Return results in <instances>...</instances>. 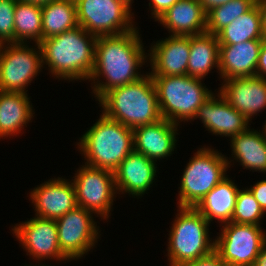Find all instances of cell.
<instances>
[{"mask_svg":"<svg viewBox=\"0 0 266 266\" xmlns=\"http://www.w3.org/2000/svg\"><path fill=\"white\" fill-rule=\"evenodd\" d=\"M179 0H150L151 14L155 21Z\"/></svg>","mask_w":266,"mask_h":266,"instance_id":"cell-33","label":"cell"},{"mask_svg":"<svg viewBox=\"0 0 266 266\" xmlns=\"http://www.w3.org/2000/svg\"><path fill=\"white\" fill-rule=\"evenodd\" d=\"M98 101L106 117L131 129L162 119L157 90L150 73L135 82L111 89Z\"/></svg>","mask_w":266,"mask_h":266,"instance_id":"cell-3","label":"cell"},{"mask_svg":"<svg viewBox=\"0 0 266 266\" xmlns=\"http://www.w3.org/2000/svg\"><path fill=\"white\" fill-rule=\"evenodd\" d=\"M140 38L137 27L120 35L97 36L94 67L89 79L95 83L92 89L98 100L111 89L135 82L144 76L137 69L147 62L146 57L149 56L145 55ZM99 77L106 78V82H100Z\"/></svg>","mask_w":266,"mask_h":266,"instance_id":"cell-1","label":"cell"},{"mask_svg":"<svg viewBox=\"0 0 266 266\" xmlns=\"http://www.w3.org/2000/svg\"><path fill=\"white\" fill-rule=\"evenodd\" d=\"M124 1L127 2L130 6H132L131 3H132L133 0H124Z\"/></svg>","mask_w":266,"mask_h":266,"instance_id":"cell-40","label":"cell"},{"mask_svg":"<svg viewBox=\"0 0 266 266\" xmlns=\"http://www.w3.org/2000/svg\"><path fill=\"white\" fill-rule=\"evenodd\" d=\"M238 190L235 183L226 176L203 197L195 208L209 223L214 218L221 224L232 222Z\"/></svg>","mask_w":266,"mask_h":266,"instance_id":"cell-22","label":"cell"},{"mask_svg":"<svg viewBox=\"0 0 266 266\" xmlns=\"http://www.w3.org/2000/svg\"><path fill=\"white\" fill-rule=\"evenodd\" d=\"M36 216L45 219H58L76 208V192L73 182L63 178L49 180L30 192Z\"/></svg>","mask_w":266,"mask_h":266,"instance_id":"cell-14","label":"cell"},{"mask_svg":"<svg viewBox=\"0 0 266 266\" xmlns=\"http://www.w3.org/2000/svg\"><path fill=\"white\" fill-rule=\"evenodd\" d=\"M257 0H231L211 9L206 16V32L216 35L240 15L248 12Z\"/></svg>","mask_w":266,"mask_h":266,"instance_id":"cell-29","label":"cell"},{"mask_svg":"<svg viewBox=\"0 0 266 266\" xmlns=\"http://www.w3.org/2000/svg\"><path fill=\"white\" fill-rule=\"evenodd\" d=\"M77 23L95 36L120 35L134 30L131 6L124 0H75Z\"/></svg>","mask_w":266,"mask_h":266,"instance_id":"cell-8","label":"cell"},{"mask_svg":"<svg viewBox=\"0 0 266 266\" xmlns=\"http://www.w3.org/2000/svg\"><path fill=\"white\" fill-rule=\"evenodd\" d=\"M178 125L166 119L133 129V150L157 161L173 154Z\"/></svg>","mask_w":266,"mask_h":266,"instance_id":"cell-19","label":"cell"},{"mask_svg":"<svg viewBox=\"0 0 266 266\" xmlns=\"http://www.w3.org/2000/svg\"><path fill=\"white\" fill-rule=\"evenodd\" d=\"M261 12L262 17V30L264 37H266V0H257L256 2Z\"/></svg>","mask_w":266,"mask_h":266,"instance_id":"cell-37","label":"cell"},{"mask_svg":"<svg viewBox=\"0 0 266 266\" xmlns=\"http://www.w3.org/2000/svg\"><path fill=\"white\" fill-rule=\"evenodd\" d=\"M231 139L232 154L242 167L250 171L266 172V136L248 128Z\"/></svg>","mask_w":266,"mask_h":266,"instance_id":"cell-24","label":"cell"},{"mask_svg":"<svg viewBox=\"0 0 266 266\" xmlns=\"http://www.w3.org/2000/svg\"><path fill=\"white\" fill-rule=\"evenodd\" d=\"M230 1L231 0H199V3L207 14L211 9L224 5Z\"/></svg>","mask_w":266,"mask_h":266,"instance_id":"cell-36","label":"cell"},{"mask_svg":"<svg viewBox=\"0 0 266 266\" xmlns=\"http://www.w3.org/2000/svg\"><path fill=\"white\" fill-rule=\"evenodd\" d=\"M219 92L249 121L266 109V78L255 75L225 80Z\"/></svg>","mask_w":266,"mask_h":266,"instance_id":"cell-15","label":"cell"},{"mask_svg":"<svg viewBox=\"0 0 266 266\" xmlns=\"http://www.w3.org/2000/svg\"><path fill=\"white\" fill-rule=\"evenodd\" d=\"M219 45L242 43L251 39H263L261 12L256 3L248 12L240 15L217 34Z\"/></svg>","mask_w":266,"mask_h":266,"instance_id":"cell-26","label":"cell"},{"mask_svg":"<svg viewBox=\"0 0 266 266\" xmlns=\"http://www.w3.org/2000/svg\"><path fill=\"white\" fill-rule=\"evenodd\" d=\"M81 166L71 180L75 187L77 205L100 215L103 220L109 218L114 195L117 193L113 171Z\"/></svg>","mask_w":266,"mask_h":266,"instance_id":"cell-11","label":"cell"},{"mask_svg":"<svg viewBox=\"0 0 266 266\" xmlns=\"http://www.w3.org/2000/svg\"><path fill=\"white\" fill-rule=\"evenodd\" d=\"M36 46L33 49L27 43L0 44L1 91L27 93L25 88L28 83L35 79L43 67L40 44Z\"/></svg>","mask_w":266,"mask_h":266,"instance_id":"cell-9","label":"cell"},{"mask_svg":"<svg viewBox=\"0 0 266 266\" xmlns=\"http://www.w3.org/2000/svg\"><path fill=\"white\" fill-rule=\"evenodd\" d=\"M189 56L187 75L190 77L204 79L213 67L219 70L217 36L208 32L190 36Z\"/></svg>","mask_w":266,"mask_h":266,"instance_id":"cell-25","label":"cell"},{"mask_svg":"<svg viewBox=\"0 0 266 266\" xmlns=\"http://www.w3.org/2000/svg\"><path fill=\"white\" fill-rule=\"evenodd\" d=\"M14 16L15 43H26L31 39L40 44L43 40L41 6L16 1Z\"/></svg>","mask_w":266,"mask_h":266,"instance_id":"cell-28","label":"cell"},{"mask_svg":"<svg viewBox=\"0 0 266 266\" xmlns=\"http://www.w3.org/2000/svg\"><path fill=\"white\" fill-rule=\"evenodd\" d=\"M228 157L210 147L200 148L184 169L178 207H195L226 175Z\"/></svg>","mask_w":266,"mask_h":266,"instance_id":"cell-7","label":"cell"},{"mask_svg":"<svg viewBox=\"0 0 266 266\" xmlns=\"http://www.w3.org/2000/svg\"><path fill=\"white\" fill-rule=\"evenodd\" d=\"M15 5L16 0H0V44L15 42Z\"/></svg>","mask_w":266,"mask_h":266,"instance_id":"cell-31","label":"cell"},{"mask_svg":"<svg viewBox=\"0 0 266 266\" xmlns=\"http://www.w3.org/2000/svg\"><path fill=\"white\" fill-rule=\"evenodd\" d=\"M16 1L23 2V3H33L36 5L42 6V5L48 4L53 1H57V0H16Z\"/></svg>","mask_w":266,"mask_h":266,"instance_id":"cell-39","label":"cell"},{"mask_svg":"<svg viewBox=\"0 0 266 266\" xmlns=\"http://www.w3.org/2000/svg\"><path fill=\"white\" fill-rule=\"evenodd\" d=\"M253 266H266V242L264 243L259 255L255 259Z\"/></svg>","mask_w":266,"mask_h":266,"instance_id":"cell-38","label":"cell"},{"mask_svg":"<svg viewBox=\"0 0 266 266\" xmlns=\"http://www.w3.org/2000/svg\"><path fill=\"white\" fill-rule=\"evenodd\" d=\"M179 213L169 231L168 260L170 266L195 261L215 250L209 237V222L195 207H178Z\"/></svg>","mask_w":266,"mask_h":266,"instance_id":"cell-5","label":"cell"},{"mask_svg":"<svg viewBox=\"0 0 266 266\" xmlns=\"http://www.w3.org/2000/svg\"><path fill=\"white\" fill-rule=\"evenodd\" d=\"M249 189L253 193L255 200L259 203L260 207L266 212V180L257 182Z\"/></svg>","mask_w":266,"mask_h":266,"instance_id":"cell-34","label":"cell"},{"mask_svg":"<svg viewBox=\"0 0 266 266\" xmlns=\"http://www.w3.org/2000/svg\"><path fill=\"white\" fill-rule=\"evenodd\" d=\"M179 266H226L219 256V254L214 250L211 254L199 258L195 261L187 262Z\"/></svg>","mask_w":266,"mask_h":266,"instance_id":"cell-32","label":"cell"},{"mask_svg":"<svg viewBox=\"0 0 266 266\" xmlns=\"http://www.w3.org/2000/svg\"><path fill=\"white\" fill-rule=\"evenodd\" d=\"M263 129H264L263 131H264L265 136H266V121H265V125H264Z\"/></svg>","mask_w":266,"mask_h":266,"instance_id":"cell-41","label":"cell"},{"mask_svg":"<svg viewBox=\"0 0 266 266\" xmlns=\"http://www.w3.org/2000/svg\"><path fill=\"white\" fill-rule=\"evenodd\" d=\"M149 52L151 76L187 75L190 36L171 35L157 41Z\"/></svg>","mask_w":266,"mask_h":266,"instance_id":"cell-17","label":"cell"},{"mask_svg":"<svg viewBox=\"0 0 266 266\" xmlns=\"http://www.w3.org/2000/svg\"><path fill=\"white\" fill-rule=\"evenodd\" d=\"M96 40L97 36L81 26L43 39V65L58 79L87 80L93 72Z\"/></svg>","mask_w":266,"mask_h":266,"instance_id":"cell-2","label":"cell"},{"mask_svg":"<svg viewBox=\"0 0 266 266\" xmlns=\"http://www.w3.org/2000/svg\"><path fill=\"white\" fill-rule=\"evenodd\" d=\"M263 39L219 45V73L224 81L257 75L259 53Z\"/></svg>","mask_w":266,"mask_h":266,"instance_id":"cell-20","label":"cell"},{"mask_svg":"<svg viewBox=\"0 0 266 266\" xmlns=\"http://www.w3.org/2000/svg\"><path fill=\"white\" fill-rule=\"evenodd\" d=\"M265 212L255 200L250 189L238 190L232 222L238 224H251L260 226V221Z\"/></svg>","mask_w":266,"mask_h":266,"instance_id":"cell-30","label":"cell"},{"mask_svg":"<svg viewBox=\"0 0 266 266\" xmlns=\"http://www.w3.org/2000/svg\"><path fill=\"white\" fill-rule=\"evenodd\" d=\"M27 93L0 90V139L16 136L33 116L32 105Z\"/></svg>","mask_w":266,"mask_h":266,"instance_id":"cell-23","label":"cell"},{"mask_svg":"<svg viewBox=\"0 0 266 266\" xmlns=\"http://www.w3.org/2000/svg\"><path fill=\"white\" fill-rule=\"evenodd\" d=\"M215 240V251L226 266H253L264 243L266 233L261 226L225 223Z\"/></svg>","mask_w":266,"mask_h":266,"instance_id":"cell-10","label":"cell"},{"mask_svg":"<svg viewBox=\"0 0 266 266\" xmlns=\"http://www.w3.org/2000/svg\"><path fill=\"white\" fill-rule=\"evenodd\" d=\"M206 16L199 0H179L156 21L171 35L192 36L206 32Z\"/></svg>","mask_w":266,"mask_h":266,"instance_id":"cell-21","label":"cell"},{"mask_svg":"<svg viewBox=\"0 0 266 266\" xmlns=\"http://www.w3.org/2000/svg\"><path fill=\"white\" fill-rule=\"evenodd\" d=\"M163 119L179 125L194 120L198 108L213 94L202 79L189 75L152 76Z\"/></svg>","mask_w":266,"mask_h":266,"instance_id":"cell-6","label":"cell"},{"mask_svg":"<svg viewBox=\"0 0 266 266\" xmlns=\"http://www.w3.org/2000/svg\"><path fill=\"white\" fill-rule=\"evenodd\" d=\"M43 39L78 26L75 0H57L42 5Z\"/></svg>","mask_w":266,"mask_h":266,"instance_id":"cell-27","label":"cell"},{"mask_svg":"<svg viewBox=\"0 0 266 266\" xmlns=\"http://www.w3.org/2000/svg\"><path fill=\"white\" fill-rule=\"evenodd\" d=\"M91 214L93 213L77 206L55 220L60 250L70 261L87 254L99 238V229Z\"/></svg>","mask_w":266,"mask_h":266,"instance_id":"cell-12","label":"cell"},{"mask_svg":"<svg viewBox=\"0 0 266 266\" xmlns=\"http://www.w3.org/2000/svg\"><path fill=\"white\" fill-rule=\"evenodd\" d=\"M217 94H212L198 108L194 119L200 118L205 128L215 135L231 138L247 130L249 120L233 108L219 91Z\"/></svg>","mask_w":266,"mask_h":266,"instance_id":"cell-16","label":"cell"},{"mask_svg":"<svg viewBox=\"0 0 266 266\" xmlns=\"http://www.w3.org/2000/svg\"><path fill=\"white\" fill-rule=\"evenodd\" d=\"M27 255L39 261L46 259L68 260L62 253L58 241V229L54 219L35 216L29 221L17 224L12 228Z\"/></svg>","mask_w":266,"mask_h":266,"instance_id":"cell-13","label":"cell"},{"mask_svg":"<svg viewBox=\"0 0 266 266\" xmlns=\"http://www.w3.org/2000/svg\"><path fill=\"white\" fill-rule=\"evenodd\" d=\"M77 144L85 165L114 171L133 151V129L102 113Z\"/></svg>","mask_w":266,"mask_h":266,"instance_id":"cell-4","label":"cell"},{"mask_svg":"<svg viewBox=\"0 0 266 266\" xmlns=\"http://www.w3.org/2000/svg\"><path fill=\"white\" fill-rule=\"evenodd\" d=\"M156 162L133 150L113 171L116 190L142 196L155 181Z\"/></svg>","mask_w":266,"mask_h":266,"instance_id":"cell-18","label":"cell"},{"mask_svg":"<svg viewBox=\"0 0 266 266\" xmlns=\"http://www.w3.org/2000/svg\"><path fill=\"white\" fill-rule=\"evenodd\" d=\"M257 76L266 78V37L263 38L257 65Z\"/></svg>","mask_w":266,"mask_h":266,"instance_id":"cell-35","label":"cell"}]
</instances>
